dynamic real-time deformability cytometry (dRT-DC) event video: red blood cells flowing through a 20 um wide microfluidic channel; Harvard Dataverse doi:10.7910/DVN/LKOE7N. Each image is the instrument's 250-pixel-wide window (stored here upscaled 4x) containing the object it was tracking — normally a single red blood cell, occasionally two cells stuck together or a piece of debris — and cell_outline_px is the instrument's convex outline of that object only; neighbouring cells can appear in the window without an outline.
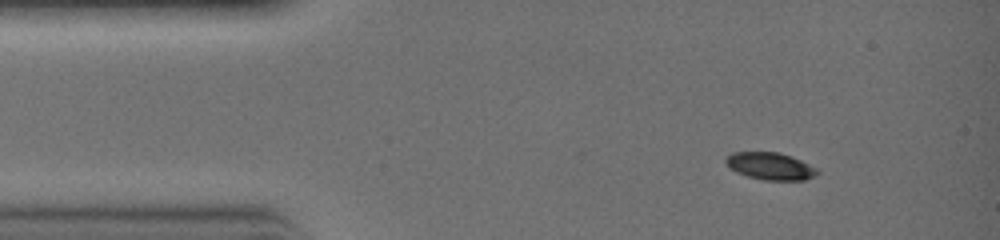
{"species": "common noctule bat (a hibernating species)", "species_latin": "Nyctalus noctula", "temperature_condition": "warm", "stored_images_in_passage": 4, "camera_frame_rate_fps": 3000, "um_per_image_px": 0.085, "animal": {"sex": "female", "body_mass_g": 19.0, "forearm_length_mm": 51.5}, "frame": {"image": 1, "passage_image": 2, "time_ms": 0.333, "image_size_px": [1000, 240], "cell_outline_px": [[820, 172], [816, 176], [804, 180], [764, 180], [748, 176], [736, 172], [728, 168], [724, 164], [724, 160], [732, 152], [780, 152], [792, 156], [816, 168]], "centroid_in_image_um": [65.45, 14.12], "position_along_channel_um": 19.5, "area_um2": 14.68}}
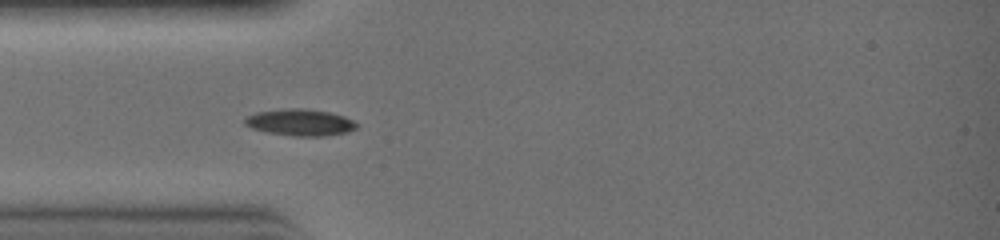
{"frame": {"image": 2, "passage_image": 4, "time_ms": 1.0, "image_size_px": [1000, 240], "cell_outline_px": [[360, 124], [356, 128], [348, 132], [324, 136], [292, 136], [268, 132], [252, 128], [244, 124], [244, 120], [248, 116], [256, 112], [292, 108], [304, 108], [328, 112], [344, 116]], "centroid_in_image_um": [25.54, 10.41], "position_along_channel_um": 59.5, "area_um2": 17.28}}